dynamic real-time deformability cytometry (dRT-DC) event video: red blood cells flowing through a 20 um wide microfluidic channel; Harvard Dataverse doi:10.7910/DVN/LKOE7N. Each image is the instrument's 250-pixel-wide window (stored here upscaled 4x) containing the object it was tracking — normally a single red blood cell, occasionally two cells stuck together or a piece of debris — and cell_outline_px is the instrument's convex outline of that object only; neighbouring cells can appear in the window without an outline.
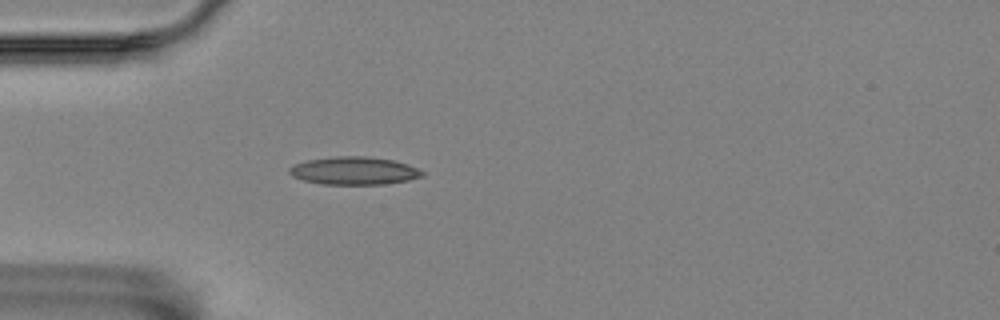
{"species": "Egyptian fruit bat (a non-hibernating species)", "species_latin": "Rousettus aegyptiacus", "temperature_condition": "room temperature", "stored_images_in_passage": 47, "camera_frame_rate_fps": 3000, "um_per_image_px": 0.085, "animal": {"sex": "female"}, "frame": {"image": 1, "passage_image": 7, "time_ms": 2.0, "image_size_px": [1000, 320], "cell_outline_px": [[424, 176], [408, 180], [384, 184], [320, 184], [304, 180], [292, 176], [288, 172], [288, 168], [292, 164], [308, 160], [336, 156], [364, 156], [392, 160], [416, 168], [424, 172]], "centroid_in_image_um": [30.04, 14.51], "position_along_channel_um": 55.0, "area_um2": 21.44}}
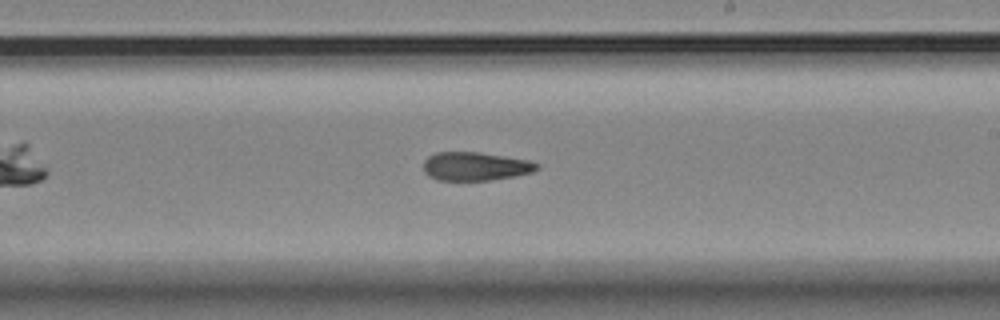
{"frame": {"image": 2, "passage_image": 24, "time_ms": 7.667, "image_size_px": [1000, 320], "cell_outline_px": [[540, 168], [532, 172], [512, 176], [488, 180], [436, 180], [428, 176], [424, 172], [424, 160], [428, 156], [436, 152], [480, 152], [528, 160], [540, 164]], "centroid_in_image_um": [40.38, 14.13], "position_along_channel_um": 248.6, "area_um2": 18.84}}
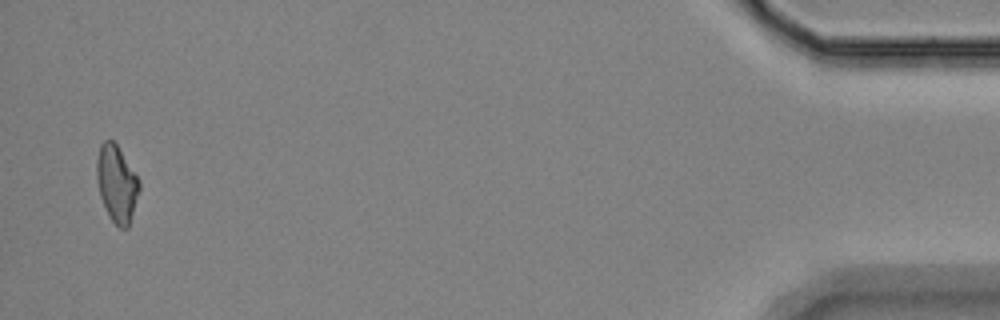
{"frame": {"image": 3, "passage_image": 46, "time_ms": 15.0, "image_size_px": [1000, 320], "cell_outline_px": [[140, 188], [128, 228], [120, 228], [112, 220], [100, 196], [96, 176], [96, 160], [100, 144], [104, 140], [112, 140], [116, 144], [140, 180]], "centroid_in_image_um": [9.91, 15.58], "position_along_channel_um": 425.3, "area_um2": 18.79}, "authors_computed_cell_mechanics": {"area_um2": 19.4208, "velocity_mm_per_s": 3.5222, "shape_relaxation_time_tau1_ms": null, "shape_relaxation_time_tau2_ms": 5.3021, "deformation_change_tau1": null, "deformation_change_tau2": 0.1372}}